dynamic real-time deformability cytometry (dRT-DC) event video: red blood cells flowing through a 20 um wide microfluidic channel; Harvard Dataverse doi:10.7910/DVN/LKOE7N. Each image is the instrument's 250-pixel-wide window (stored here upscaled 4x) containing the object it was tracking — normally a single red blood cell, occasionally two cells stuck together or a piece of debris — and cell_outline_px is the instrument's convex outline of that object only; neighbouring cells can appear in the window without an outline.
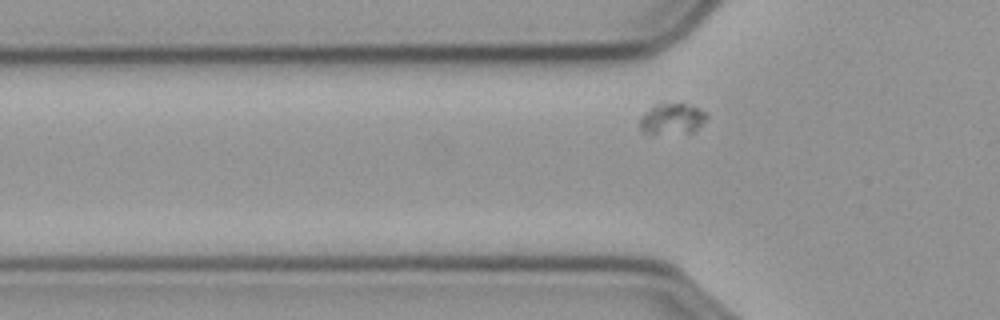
{"species": "common noctule bat (a hibernating species)", "species_latin": "Nyctalus noctula", "temperature_condition": "cold", "stored_images_in_passage": 41, "segment_of_instrument_passage": [1, 2], "camera_frame_rate_fps": 3000, "um_per_image_px": 0.085, "animal": {"sex": "male", "body_mass_g": 23.1, "forearm_length_mm": 52.7}, "frame": {"image": 1, "passage_image": 5, "time_ms": 1.333, "image_size_px": [1000, 320], "cell_outline_px": [[708, 116], [692, 132], [652, 136], [644, 132], [640, 128], [640, 120], [656, 104], [684, 104], [696, 108], [704, 112]], "centroid_in_image_um": [57.09, 10.16], "position_along_channel_um": 68.7, "area_um2": 11.73}}
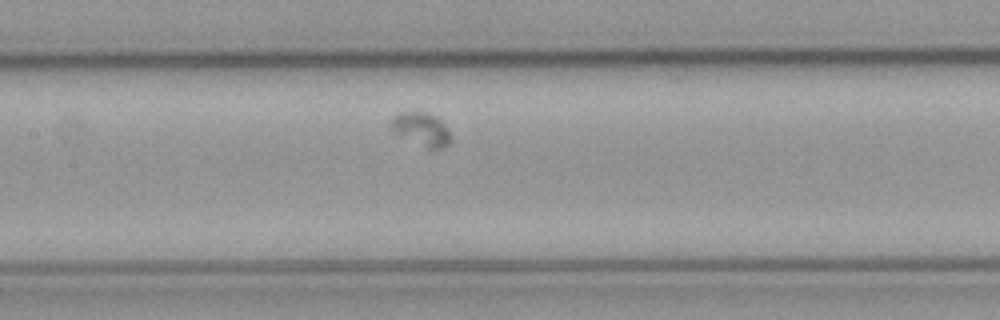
{"frame": {"image": 2, "passage_image": 14, "time_ms": 4.333, "image_size_px": [1000, 320], "cell_outline_px": [[452, 140], [444, 148], [428, 148], [396, 132], [388, 124], [392, 116], [400, 112], [424, 112], [436, 116], [448, 128]], "centroid_in_image_um": [35.84, 10.95], "position_along_channel_um": 171.6, "area_um2": 11.39}}
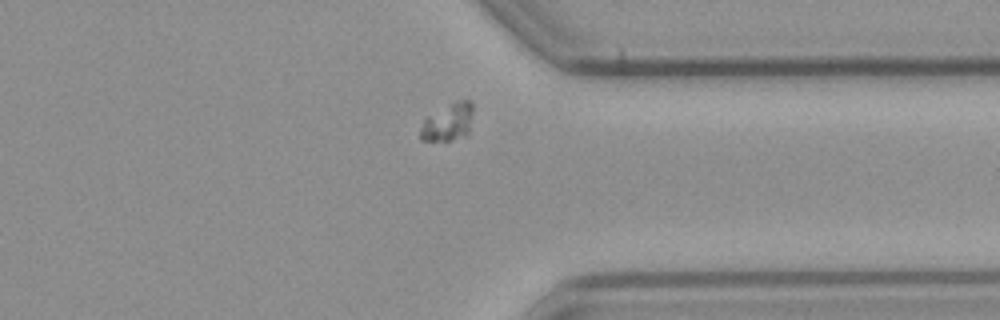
{"frame": {"image": 3, "passage_image": 32, "time_ms": 10.333, "image_size_px": [1000, 320], "cell_outline_px": [[472, 112], [468, 136], [448, 140], [420, 140], [420, 128], [424, 120], [428, 116], [456, 100], [468, 100], [472, 104]], "centroid_in_image_um": [38.09, 10.39], "position_along_channel_um": 373.3, "area_um2": 11.39}}